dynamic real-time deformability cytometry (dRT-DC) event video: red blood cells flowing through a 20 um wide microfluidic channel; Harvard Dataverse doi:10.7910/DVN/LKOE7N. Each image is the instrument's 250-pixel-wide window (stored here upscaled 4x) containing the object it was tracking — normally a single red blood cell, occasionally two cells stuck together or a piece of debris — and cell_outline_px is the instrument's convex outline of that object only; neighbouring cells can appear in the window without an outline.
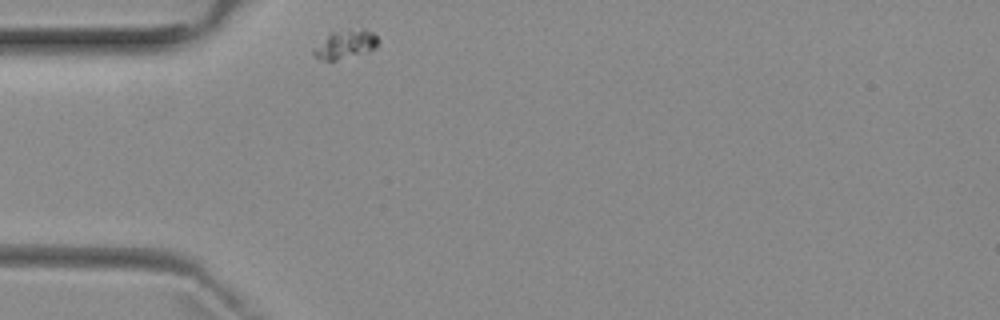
{"species": "common noctule bat (a hibernating species)", "species_latin": "Nyctalus noctula", "temperature_condition": "room temperature", "stored_images_in_passage": 1, "camera_frame_rate_fps": 3000, "um_per_image_px": 0.085, "animal": {"sex": "female", "body_mass_g": 29.2, "forearm_length_mm": 56.3}, "frame": {"image": 1, "passage_image": 1, "time_ms": 0.0, "image_size_px": [1000, 320], "cell_outline_px": [[380, 40], [376, 48], [368, 52], [336, 60], [320, 60], [312, 52], [312, 48], [332, 32], [360, 28], [364, 28], [372, 32]], "centroid_in_image_um": [29.39, 3.77], "position_along_channel_um": 55.6, "area_um2": 10.81}}